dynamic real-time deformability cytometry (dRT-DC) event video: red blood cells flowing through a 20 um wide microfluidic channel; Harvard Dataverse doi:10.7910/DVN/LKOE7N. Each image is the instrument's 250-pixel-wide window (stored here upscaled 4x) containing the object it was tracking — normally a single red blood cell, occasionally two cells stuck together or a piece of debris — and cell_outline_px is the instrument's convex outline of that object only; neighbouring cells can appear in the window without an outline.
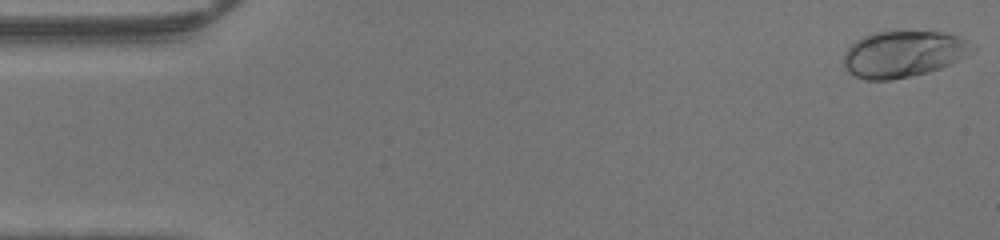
{"species": "human", "species_latin": "Homo sapiens", "temperature_condition": "warm", "stored_images_in_passage": 47, "camera_frame_rate_fps": 3000, "um_per_image_px": 0.085, "donor": {"sex": "male"}, "frame": {"image": 1, "passage_image": 1, "time_ms": 0.0, "image_size_px": [1000, 240], "cell_outline_px": [[976, 48], [972, 52], [940, 68], [928, 72], [912, 76], [892, 80], [864, 80], [848, 72], [844, 68], [844, 52], [856, 40], [872, 32], [944, 32], [960, 36]], "centroid_in_image_um": [76.75, 4.6], "position_along_channel_um": 8.2, "area_um2": 34.62}}
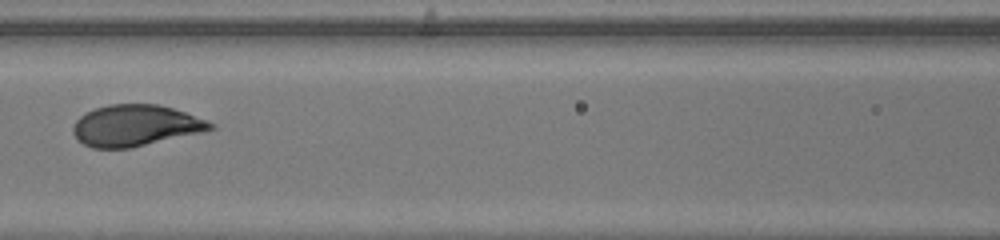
{"frame": {"image": 2, "passage_image": 21, "time_ms": 6.667, "image_size_px": [1000, 240], "cell_outline_px": [[216, 128], [204, 132], [132, 148], [92, 148], [76, 140], [72, 132], [72, 128], [76, 120], [80, 116], [96, 108], [108, 104], [160, 104], [208, 120], [216, 124]], "centroid_in_image_um": [11.54, 10.68], "position_along_channel_um": 155.1, "area_um2": 33.35}}
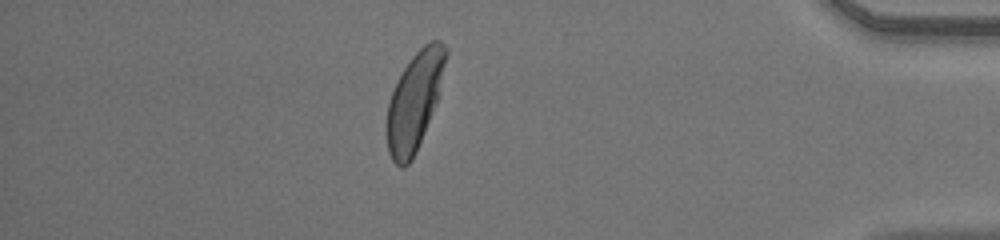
{"frame": {"image": 3, "passage_image": 41, "time_ms": 13.333, "image_size_px": [1000, 240], "cell_outline_px": [[448, 52], [436, 100], [416, 152], [412, 160], [404, 168], [400, 168], [392, 160], [388, 152], [388, 104], [392, 92], [404, 68], [412, 56], [424, 44], [432, 40], [440, 40], [448, 48]], "centroid_in_image_um": [35.24, 8.58], "position_along_channel_um": 400.0, "area_um2": 32.66}}